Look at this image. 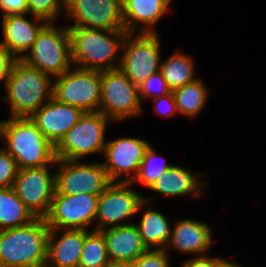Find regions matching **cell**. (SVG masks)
<instances>
[{"mask_svg": "<svg viewBox=\"0 0 266 267\" xmlns=\"http://www.w3.org/2000/svg\"><path fill=\"white\" fill-rule=\"evenodd\" d=\"M1 137L5 139V150L15 159L19 170L56 164L55 146L30 117L0 121Z\"/></svg>", "mask_w": 266, "mask_h": 267, "instance_id": "cell-1", "label": "cell"}, {"mask_svg": "<svg viewBox=\"0 0 266 267\" xmlns=\"http://www.w3.org/2000/svg\"><path fill=\"white\" fill-rule=\"evenodd\" d=\"M73 64L90 70H112L119 68L114 60L118 50L122 51L126 30H102L83 27H68ZM107 32V33H106ZM109 35V36H108Z\"/></svg>", "mask_w": 266, "mask_h": 267, "instance_id": "cell-2", "label": "cell"}, {"mask_svg": "<svg viewBox=\"0 0 266 267\" xmlns=\"http://www.w3.org/2000/svg\"><path fill=\"white\" fill-rule=\"evenodd\" d=\"M49 230L45 218L0 230V267H45Z\"/></svg>", "mask_w": 266, "mask_h": 267, "instance_id": "cell-3", "label": "cell"}, {"mask_svg": "<svg viewBox=\"0 0 266 267\" xmlns=\"http://www.w3.org/2000/svg\"><path fill=\"white\" fill-rule=\"evenodd\" d=\"M51 77V78H50ZM52 76L18 59L5 82L11 117H30L53 97Z\"/></svg>", "mask_w": 266, "mask_h": 267, "instance_id": "cell-4", "label": "cell"}, {"mask_svg": "<svg viewBox=\"0 0 266 267\" xmlns=\"http://www.w3.org/2000/svg\"><path fill=\"white\" fill-rule=\"evenodd\" d=\"M52 24L48 22L40 30L30 53H24L21 60L55 78L67 72L73 62L68 27L57 29Z\"/></svg>", "mask_w": 266, "mask_h": 267, "instance_id": "cell-5", "label": "cell"}, {"mask_svg": "<svg viewBox=\"0 0 266 267\" xmlns=\"http://www.w3.org/2000/svg\"><path fill=\"white\" fill-rule=\"evenodd\" d=\"M108 121L110 119L100 111L85 112L55 145L56 160H80L89 154L104 152Z\"/></svg>", "mask_w": 266, "mask_h": 267, "instance_id": "cell-6", "label": "cell"}, {"mask_svg": "<svg viewBox=\"0 0 266 267\" xmlns=\"http://www.w3.org/2000/svg\"><path fill=\"white\" fill-rule=\"evenodd\" d=\"M70 68L55 77L53 98L57 101L80 108L85 112H99L101 102V71Z\"/></svg>", "mask_w": 266, "mask_h": 267, "instance_id": "cell-7", "label": "cell"}, {"mask_svg": "<svg viewBox=\"0 0 266 267\" xmlns=\"http://www.w3.org/2000/svg\"><path fill=\"white\" fill-rule=\"evenodd\" d=\"M138 85L120 68L101 71L100 112L112 121H120L142 113Z\"/></svg>", "mask_w": 266, "mask_h": 267, "instance_id": "cell-8", "label": "cell"}, {"mask_svg": "<svg viewBox=\"0 0 266 267\" xmlns=\"http://www.w3.org/2000/svg\"><path fill=\"white\" fill-rule=\"evenodd\" d=\"M60 163V165H59ZM55 193L62 195H100L112 182L102 163L56 160Z\"/></svg>", "mask_w": 266, "mask_h": 267, "instance_id": "cell-9", "label": "cell"}, {"mask_svg": "<svg viewBox=\"0 0 266 267\" xmlns=\"http://www.w3.org/2000/svg\"><path fill=\"white\" fill-rule=\"evenodd\" d=\"M138 34L134 38V33L127 34L119 64L120 70L136 85L159 71L161 66L158 34L156 32H138Z\"/></svg>", "mask_w": 266, "mask_h": 267, "instance_id": "cell-10", "label": "cell"}, {"mask_svg": "<svg viewBox=\"0 0 266 267\" xmlns=\"http://www.w3.org/2000/svg\"><path fill=\"white\" fill-rule=\"evenodd\" d=\"M130 184L128 182H112L99 195L95 231L130 224H119V222L136 215L150 201V198H144L131 190Z\"/></svg>", "mask_w": 266, "mask_h": 267, "instance_id": "cell-11", "label": "cell"}, {"mask_svg": "<svg viewBox=\"0 0 266 267\" xmlns=\"http://www.w3.org/2000/svg\"><path fill=\"white\" fill-rule=\"evenodd\" d=\"M99 195L54 194L50 210L45 217L50 229H82L87 230L95 220Z\"/></svg>", "mask_w": 266, "mask_h": 267, "instance_id": "cell-12", "label": "cell"}, {"mask_svg": "<svg viewBox=\"0 0 266 267\" xmlns=\"http://www.w3.org/2000/svg\"><path fill=\"white\" fill-rule=\"evenodd\" d=\"M12 188L36 218H45L55 193V174L48 166L20 169Z\"/></svg>", "mask_w": 266, "mask_h": 267, "instance_id": "cell-13", "label": "cell"}, {"mask_svg": "<svg viewBox=\"0 0 266 267\" xmlns=\"http://www.w3.org/2000/svg\"><path fill=\"white\" fill-rule=\"evenodd\" d=\"M64 10L75 20L69 27L125 30L122 0H65Z\"/></svg>", "mask_w": 266, "mask_h": 267, "instance_id": "cell-14", "label": "cell"}, {"mask_svg": "<svg viewBox=\"0 0 266 267\" xmlns=\"http://www.w3.org/2000/svg\"><path fill=\"white\" fill-rule=\"evenodd\" d=\"M149 145L142 139L130 137L107 141L103 152L106 160L102 164L110 181L132 183Z\"/></svg>", "mask_w": 266, "mask_h": 267, "instance_id": "cell-15", "label": "cell"}, {"mask_svg": "<svg viewBox=\"0 0 266 267\" xmlns=\"http://www.w3.org/2000/svg\"><path fill=\"white\" fill-rule=\"evenodd\" d=\"M84 112L51 98L31 116L37 128L54 146L79 121Z\"/></svg>", "mask_w": 266, "mask_h": 267, "instance_id": "cell-16", "label": "cell"}, {"mask_svg": "<svg viewBox=\"0 0 266 267\" xmlns=\"http://www.w3.org/2000/svg\"><path fill=\"white\" fill-rule=\"evenodd\" d=\"M106 241L112 265H131L148 249L144 245L137 225L134 223L100 231Z\"/></svg>", "mask_w": 266, "mask_h": 267, "instance_id": "cell-17", "label": "cell"}, {"mask_svg": "<svg viewBox=\"0 0 266 267\" xmlns=\"http://www.w3.org/2000/svg\"><path fill=\"white\" fill-rule=\"evenodd\" d=\"M64 230L65 232L57 240L55 236L58 229L49 230L45 267H78L84 246L85 230Z\"/></svg>", "mask_w": 266, "mask_h": 267, "instance_id": "cell-18", "label": "cell"}, {"mask_svg": "<svg viewBox=\"0 0 266 267\" xmlns=\"http://www.w3.org/2000/svg\"><path fill=\"white\" fill-rule=\"evenodd\" d=\"M26 14H9L3 16V44L17 59H22L23 52L30 50L40 32L47 24H36L25 17Z\"/></svg>", "mask_w": 266, "mask_h": 267, "instance_id": "cell-19", "label": "cell"}, {"mask_svg": "<svg viewBox=\"0 0 266 267\" xmlns=\"http://www.w3.org/2000/svg\"><path fill=\"white\" fill-rule=\"evenodd\" d=\"M170 240L166 246L184 253L204 255L212 245V231L206 223L185 219L175 223Z\"/></svg>", "mask_w": 266, "mask_h": 267, "instance_id": "cell-20", "label": "cell"}, {"mask_svg": "<svg viewBox=\"0 0 266 267\" xmlns=\"http://www.w3.org/2000/svg\"><path fill=\"white\" fill-rule=\"evenodd\" d=\"M122 7L128 33H135L139 27L140 33H155L152 25L166 13L169 3L166 0H122Z\"/></svg>", "mask_w": 266, "mask_h": 267, "instance_id": "cell-21", "label": "cell"}, {"mask_svg": "<svg viewBox=\"0 0 266 267\" xmlns=\"http://www.w3.org/2000/svg\"><path fill=\"white\" fill-rule=\"evenodd\" d=\"M198 177L192 171L172 165L149 189L171 197L188 194H193L194 197H197L201 196L204 191L202 189L203 184H205Z\"/></svg>", "mask_w": 266, "mask_h": 267, "instance_id": "cell-22", "label": "cell"}, {"mask_svg": "<svg viewBox=\"0 0 266 267\" xmlns=\"http://www.w3.org/2000/svg\"><path fill=\"white\" fill-rule=\"evenodd\" d=\"M144 245L148 250L166 249L172 230L166 216L161 212L147 208L139 224H136Z\"/></svg>", "mask_w": 266, "mask_h": 267, "instance_id": "cell-23", "label": "cell"}, {"mask_svg": "<svg viewBox=\"0 0 266 267\" xmlns=\"http://www.w3.org/2000/svg\"><path fill=\"white\" fill-rule=\"evenodd\" d=\"M35 219L12 187L0 188V230L21 227Z\"/></svg>", "mask_w": 266, "mask_h": 267, "instance_id": "cell-24", "label": "cell"}, {"mask_svg": "<svg viewBox=\"0 0 266 267\" xmlns=\"http://www.w3.org/2000/svg\"><path fill=\"white\" fill-rule=\"evenodd\" d=\"M193 59L181 51H176L166 61L161 62L160 71L171 91L196 81Z\"/></svg>", "mask_w": 266, "mask_h": 267, "instance_id": "cell-25", "label": "cell"}, {"mask_svg": "<svg viewBox=\"0 0 266 267\" xmlns=\"http://www.w3.org/2000/svg\"><path fill=\"white\" fill-rule=\"evenodd\" d=\"M208 90L200 79L173 90L177 111L185 116H196L205 106Z\"/></svg>", "mask_w": 266, "mask_h": 267, "instance_id": "cell-26", "label": "cell"}, {"mask_svg": "<svg viewBox=\"0 0 266 267\" xmlns=\"http://www.w3.org/2000/svg\"><path fill=\"white\" fill-rule=\"evenodd\" d=\"M106 241L100 231L85 230L84 246L78 267H111Z\"/></svg>", "mask_w": 266, "mask_h": 267, "instance_id": "cell-27", "label": "cell"}, {"mask_svg": "<svg viewBox=\"0 0 266 267\" xmlns=\"http://www.w3.org/2000/svg\"><path fill=\"white\" fill-rule=\"evenodd\" d=\"M156 151L151 145L145 151L144 157L140 164V169L134 182H140L146 187L150 188L153 183L162 176L172 165H168L166 162L158 163L156 161Z\"/></svg>", "mask_w": 266, "mask_h": 267, "instance_id": "cell-28", "label": "cell"}, {"mask_svg": "<svg viewBox=\"0 0 266 267\" xmlns=\"http://www.w3.org/2000/svg\"><path fill=\"white\" fill-rule=\"evenodd\" d=\"M60 4L65 8V0H27L28 14H32L35 22L53 23L63 9Z\"/></svg>", "mask_w": 266, "mask_h": 267, "instance_id": "cell-29", "label": "cell"}, {"mask_svg": "<svg viewBox=\"0 0 266 267\" xmlns=\"http://www.w3.org/2000/svg\"><path fill=\"white\" fill-rule=\"evenodd\" d=\"M154 89L158 91H155ZM138 90L141 102L144 99H148L150 96H153L152 98L154 99L172 92L160 70L153 73L146 80L140 83L138 85Z\"/></svg>", "mask_w": 266, "mask_h": 267, "instance_id": "cell-30", "label": "cell"}, {"mask_svg": "<svg viewBox=\"0 0 266 267\" xmlns=\"http://www.w3.org/2000/svg\"><path fill=\"white\" fill-rule=\"evenodd\" d=\"M18 171L15 159L4 148L0 149V188L12 187Z\"/></svg>", "mask_w": 266, "mask_h": 267, "instance_id": "cell-31", "label": "cell"}, {"mask_svg": "<svg viewBox=\"0 0 266 267\" xmlns=\"http://www.w3.org/2000/svg\"><path fill=\"white\" fill-rule=\"evenodd\" d=\"M132 267H170L168 254L165 249H151L141 254Z\"/></svg>", "mask_w": 266, "mask_h": 267, "instance_id": "cell-32", "label": "cell"}, {"mask_svg": "<svg viewBox=\"0 0 266 267\" xmlns=\"http://www.w3.org/2000/svg\"><path fill=\"white\" fill-rule=\"evenodd\" d=\"M18 59L0 43V83L8 79L13 65Z\"/></svg>", "mask_w": 266, "mask_h": 267, "instance_id": "cell-33", "label": "cell"}, {"mask_svg": "<svg viewBox=\"0 0 266 267\" xmlns=\"http://www.w3.org/2000/svg\"><path fill=\"white\" fill-rule=\"evenodd\" d=\"M153 101L155 103L154 110L157 112V114H160L161 116L171 117L173 114L178 113L175 98L172 92L167 95L154 98ZM161 102L167 105L165 106L166 110L163 109L162 111L160 107V105L162 104Z\"/></svg>", "mask_w": 266, "mask_h": 267, "instance_id": "cell-34", "label": "cell"}, {"mask_svg": "<svg viewBox=\"0 0 266 267\" xmlns=\"http://www.w3.org/2000/svg\"><path fill=\"white\" fill-rule=\"evenodd\" d=\"M3 16L9 14H28L27 0H0Z\"/></svg>", "mask_w": 266, "mask_h": 267, "instance_id": "cell-35", "label": "cell"}, {"mask_svg": "<svg viewBox=\"0 0 266 267\" xmlns=\"http://www.w3.org/2000/svg\"><path fill=\"white\" fill-rule=\"evenodd\" d=\"M224 259L204 255L188 259L181 267H217Z\"/></svg>", "mask_w": 266, "mask_h": 267, "instance_id": "cell-36", "label": "cell"}, {"mask_svg": "<svg viewBox=\"0 0 266 267\" xmlns=\"http://www.w3.org/2000/svg\"><path fill=\"white\" fill-rule=\"evenodd\" d=\"M234 261H228V260H223L217 267H240L239 265L235 264L236 262Z\"/></svg>", "mask_w": 266, "mask_h": 267, "instance_id": "cell-37", "label": "cell"}, {"mask_svg": "<svg viewBox=\"0 0 266 267\" xmlns=\"http://www.w3.org/2000/svg\"><path fill=\"white\" fill-rule=\"evenodd\" d=\"M111 267H132L131 265H112Z\"/></svg>", "mask_w": 266, "mask_h": 267, "instance_id": "cell-38", "label": "cell"}]
</instances>
